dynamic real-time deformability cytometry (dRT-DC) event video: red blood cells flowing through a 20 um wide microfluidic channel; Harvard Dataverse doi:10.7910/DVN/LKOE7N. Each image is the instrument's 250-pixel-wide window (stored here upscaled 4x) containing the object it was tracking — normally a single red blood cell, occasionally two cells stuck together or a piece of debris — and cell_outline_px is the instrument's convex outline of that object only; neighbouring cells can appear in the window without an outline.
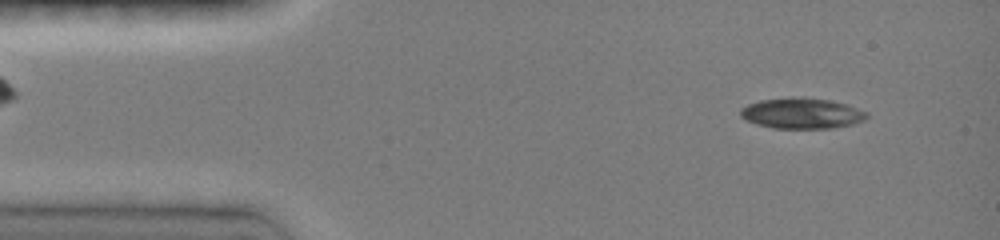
{"species": "common noctule bat (a hibernating species)", "species_latin": "Nyctalus noctula", "temperature_condition": "room temperature", "stored_images_in_passage": 44, "camera_frame_rate_fps": 3000, "um_per_image_px": 0.085, "animal": {"sex": "female", "body_mass_g": 19.0, "forearm_length_mm": 51.5}, "frame": {"image": 1, "passage_image": 3, "time_ms": 0.667, "image_size_px": [1000, 240], "cell_outline_px": [[868, 116], [864, 120], [852, 124], [828, 128], [772, 128], [756, 124], [740, 116], [740, 108], [748, 104], [760, 100], [792, 96], [804, 96], [828, 100], [848, 104], [868, 112]], "centroid_in_image_um": [68.14, 9.61], "position_along_channel_um": 16.9, "area_um2": 22.77}}
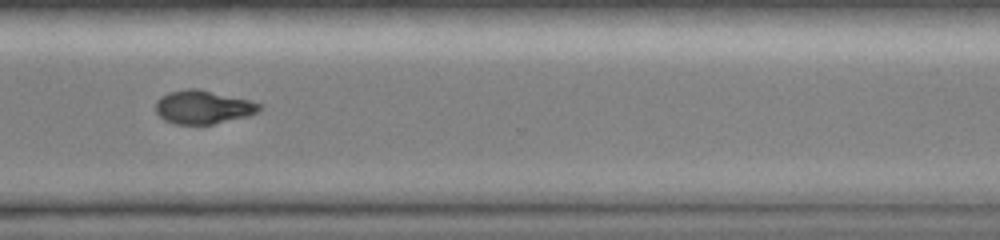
{"frame": {"image": 2, "passage_image": 33, "time_ms": 10.667, "image_size_px": [1000, 240], "cell_outline_px": [[260, 108], [256, 112], [248, 116], [212, 124], [176, 124], [164, 120], [156, 112], [156, 100], [160, 96], [168, 92], [188, 88], [200, 88], [248, 100], [260, 104]], "centroid_in_image_um": [17.21, 9.09], "position_along_channel_um": 353.4, "area_um2": 20.17}}
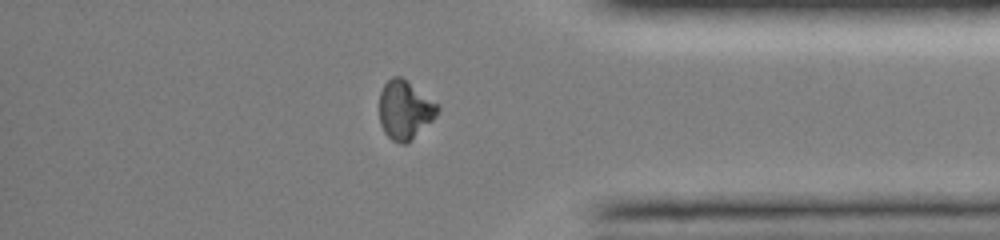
{"frame": {"image": 3, "passage_image": 37, "time_ms": 12.0, "image_size_px": [1000, 240], "cell_outline_px": [[440, 112], [408, 144], [400, 144], [392, 140], [384, 132], [380, 124], [380, 92], [384, 84], [392, 76], [400, 76], [440, 104]], "centroid_in_image_um": [34.43, 9.35], "position_along_channel_um": 400.8, "area_um2": 20.11}, "authors_computed_cell_mechanics": {"area_um2": 21.5305, "velocity_mm_per_s": 4.1455, "shape_relaxation_time_tau1_ms": 10.243, "shape_relaxation_time_tau2_ms": null, "deformation_change_tau1": 0.2664, "deformation_change_tau2": null}}